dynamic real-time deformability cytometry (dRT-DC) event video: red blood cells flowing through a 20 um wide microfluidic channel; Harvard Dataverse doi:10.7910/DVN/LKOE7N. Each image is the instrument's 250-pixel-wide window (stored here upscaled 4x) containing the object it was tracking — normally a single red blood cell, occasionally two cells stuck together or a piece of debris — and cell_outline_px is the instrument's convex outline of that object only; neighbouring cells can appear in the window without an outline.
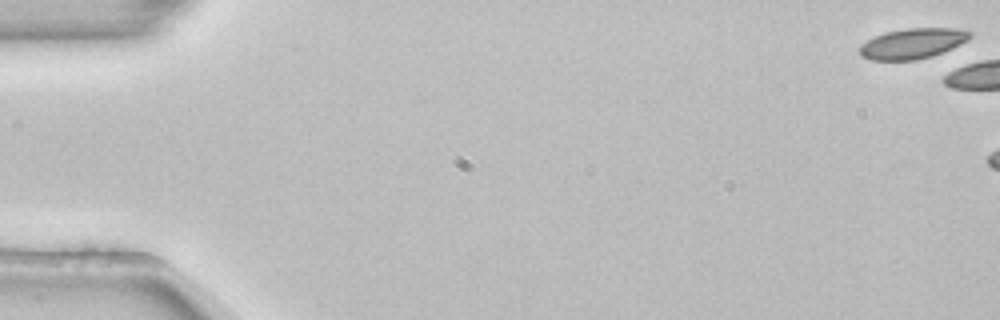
{"species": "common noctule bat (a hibernating species)", "species_latin": "Nyctalus noctula", "temperature_condition": "room temperature", "stored_images_in_passage": 5, "camera_frame_rate_fps": 3000, "um_per_image_px": 0.085, "animal": {"sex": "female", "body_mass_g": 22.7, "forearm_length_mm": 54.2}, "frame": {"image": 1, "passage_image": 1, "time_ms": 0.0, "image_size_px": [1000, 320], "cell_outline_px": [[972, 36], [968, 40], [952, 48], [932, 56], [916, 60], [872, 60], [860, 56], [860, 44], [884, 32], [908, 28], [956, 28], [972, 32]], "centroid_in_image_um": [77.58, 3.69], "position_along_channel_um": 7.4, "area_um2": 19.54}}